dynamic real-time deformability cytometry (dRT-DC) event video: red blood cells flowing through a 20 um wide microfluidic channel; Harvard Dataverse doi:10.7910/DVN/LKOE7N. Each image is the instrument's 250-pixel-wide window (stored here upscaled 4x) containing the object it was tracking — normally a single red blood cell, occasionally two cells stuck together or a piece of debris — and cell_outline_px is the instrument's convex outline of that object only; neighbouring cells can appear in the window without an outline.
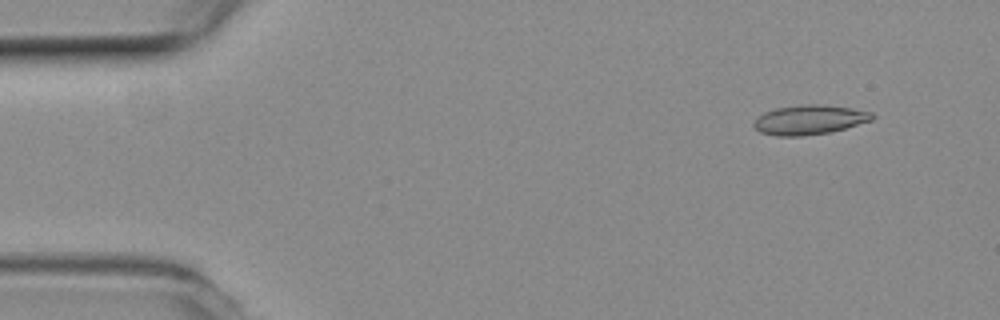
{"species": "common noctule bat (a hibernating species)", "species_latin": "Nyctalus noctula", "temperature_condition": "room temperature", "stored_images_in_passage": 5, "camera_frame_rate_fps": 3000, "um_per_image_px": 0.085, "animal": {"sex": "female", "body_mass_g": 19.3, "forearm_length_mm": 54.1}, "frame": {"image": 1, "passage_image": 5, "time_ms": 1.333, "image_size_px": [1000, 320], "cell_outline_px": [[876, 116], [872, 120], [832, 132], [800, 136], [776, 136], [760, 132], [752, 124], [756, 116], [764, 112], [776, 108], [804, 104], [820, 104], [852, 108], [872, 112]], "centroid_in_image_um": [68.79, 10.18], "position_along_channel_um": 16.2, "area_um2": 20.52}}